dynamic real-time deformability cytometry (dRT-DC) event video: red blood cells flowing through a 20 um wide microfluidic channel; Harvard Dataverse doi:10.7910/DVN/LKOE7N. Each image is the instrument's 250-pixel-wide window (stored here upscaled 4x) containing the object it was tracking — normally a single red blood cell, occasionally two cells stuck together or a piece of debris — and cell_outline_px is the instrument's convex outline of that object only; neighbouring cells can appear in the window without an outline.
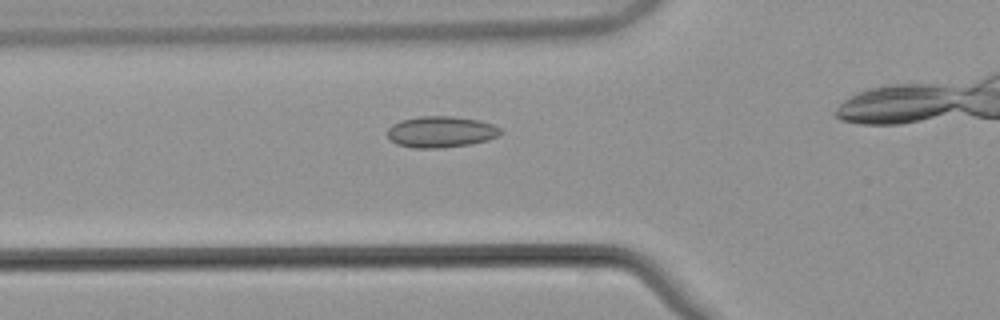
{"species": "common noctule bat (a hibernating species)", "species_latin": "Nyctalus noctula", "temperature_condition": "warm", "stored_images_in_passage": 27, "camera_frame_rate_fps": 3000, "um_per_image_px": 0.085, "animal": {"sex": "male", "body_mass_g": 21.5, "forearm_length_mm": 52.0}, "frame": {"image": 1, "passage_image": 3, "time_ms": 0.667, "image_size_px": [1000, 320], "cell_outline_px": [[504, 132], [500, 136], [488, 140], [472, 144], [440, 148], [412, 148], [396, 144], [388, 136], [388, 128], [392, 124], [400, 120], [420, 116], [452, 116], [480, 120], [492, 124], [500, 128]], "centroid_in_image_um": [37.51, 11.21], "position_along_channel_um": 88.3, "area_um2": 20.87}}
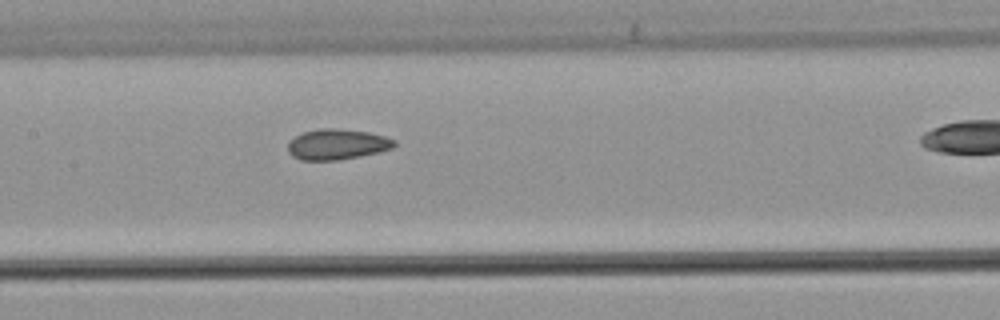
{"frame": {"image": 2, "passage_image": 10, "time_ms": 3.0, "image_size_px": [1000, 320], "cell_outline_px": [[396, 144], [392, 148], [380, 152], [340, 160], [300, 160], [292, 156], [288, 152], [288, 140], [304, 132], [320, 128], [332, 128], [368, 132], [384, 136], [396, 140]], "centroid_in_image_um": [28.64, 12.27], "position_along_channel_um": 178.8, "area_um2": 19.02}}
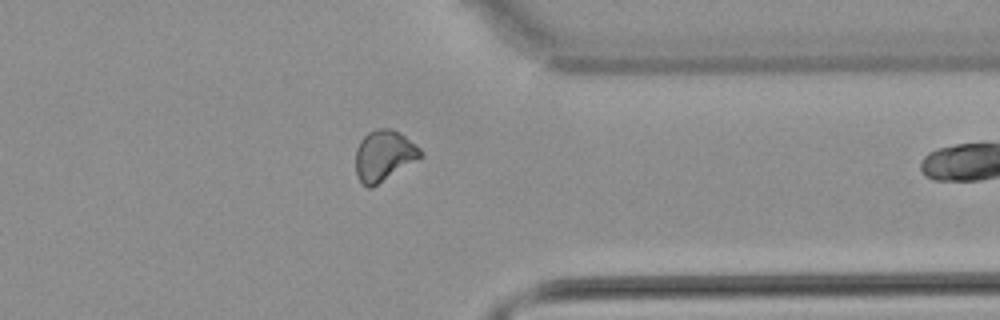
{"frame": {"image": 3, "passage_image": 26, "time_ms": 8.333, "image_size_px": [1000, 320], "cell_outline_px": [[424, 156], [372, 188], [368, 188], [356, 176], [356, 148], [360, 140], [368, 132], [376, 128], [392, 128], [400, 132], [416, 144], [420, 148]], "centroid_in_image_um": [32.64, 13.21], "position_along_channel_um": 378.8, "area_um2": 19.42}}